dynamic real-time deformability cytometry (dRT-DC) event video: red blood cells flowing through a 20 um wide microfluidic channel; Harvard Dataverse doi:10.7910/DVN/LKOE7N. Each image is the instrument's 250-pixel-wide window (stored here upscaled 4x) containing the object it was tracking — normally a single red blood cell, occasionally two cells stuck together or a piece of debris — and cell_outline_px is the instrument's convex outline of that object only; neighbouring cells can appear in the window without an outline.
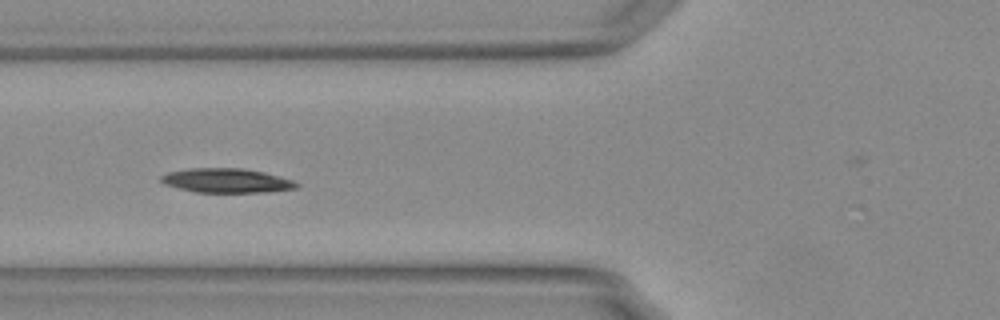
{"species": "Egyptian fruit bat (a non-hibernating species)", "species_latin": "Rousettus aegyptiacus", "temperature_condition": "warm", "stored_images_in_passage": 33, "camera_frame_rate_fps": 3000, "um_per_image_px": 0.085, "animal": {"sex": "female"}, "frame": {"image": 1, "passage_image": 6, "time_ms": 1.667, "image_size_px": [1000, 320], "cell_outline_px": [[300, 184], [296, 188], [268, 192], [196, 192], [164, 184], [160, 180], [160, 176], [168, 172], [192, 168], [240, 168], [264, 172], [292, 180]], "centroid_in_image_um": [19.25, 15.35], "position_along_channel_um": 106.5, "area_um2": 19.02}, "authors_computed_cell_mechanics": {"area_um2": 19.1318, "velocity_mm_per_s": 3.7203, "shape_relaxation_time_tau1_ms": 7.6816, "shape_relaxation_time_tau2_ms": null, "deformation_change_tau1": 0.1312, "deformation_change_tau2": null}}